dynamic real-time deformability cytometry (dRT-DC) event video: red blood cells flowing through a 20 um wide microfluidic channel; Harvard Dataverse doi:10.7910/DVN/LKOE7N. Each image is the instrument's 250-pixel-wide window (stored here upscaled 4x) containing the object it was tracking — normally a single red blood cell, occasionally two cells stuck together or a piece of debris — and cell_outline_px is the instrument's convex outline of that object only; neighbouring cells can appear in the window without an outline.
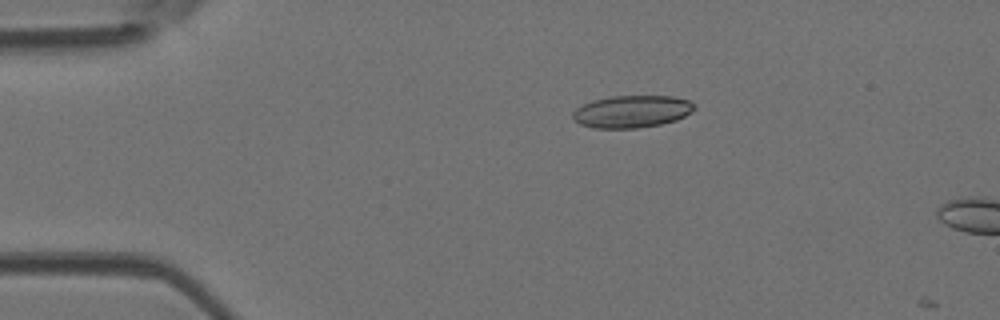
{"species": "Egyptian fruit bat (a non-hibernating species)", "species_latin": "Rousettus aegyptiacus", "temperature_condition": "room temperature", "stored_images_in_passage": 2, "camera_frame_rate_fps": 3000, "um_per_image_px": 0.085, "animal": {"sex": "female"}, "frame": {"image": 1, "passage_image": 1, "time_ms": 0.0, "image_size_px": [1000, 320], "cell_outline_px": [[696, 108], [692, 112], [676, 120], [660, 124], [636, 128], [592, 128], [580, 124], [572, 116], [572, 112], [576, 108], [592, 100], [608, 96], [672, 96], [688, 100]], "centroid_in_image_um": [53.69, 9.47], "position_along_channel_um": 31.3, "area_um2": 22.83}}